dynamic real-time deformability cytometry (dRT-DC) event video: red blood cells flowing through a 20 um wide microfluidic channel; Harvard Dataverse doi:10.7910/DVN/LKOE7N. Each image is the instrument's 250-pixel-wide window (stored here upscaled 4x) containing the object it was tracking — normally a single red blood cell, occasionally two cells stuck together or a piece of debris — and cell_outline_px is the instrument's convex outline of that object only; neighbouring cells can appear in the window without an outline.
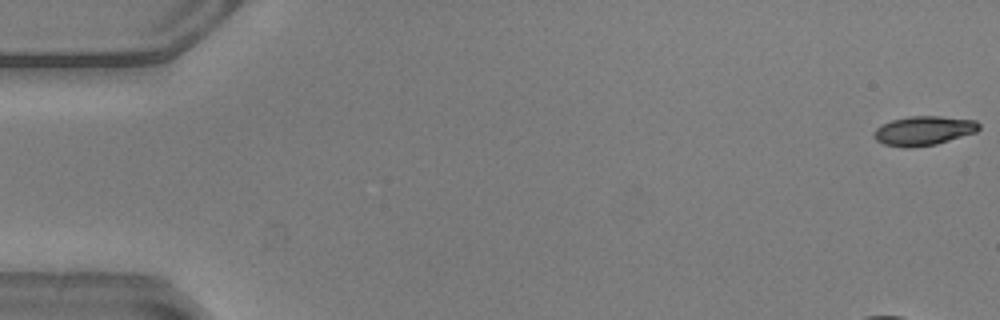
{"species": "common noctule bat (a hibernating species)", "species_latin": "Nyctalus noctula", "temperature_condition": "warm", "stored_images_in_passage": 54, "camera_frame_rate_fps": 3000, "um_per_image_px": 0.085, "animal": {"sex": "male", "body_mass_g": 20.5, "forearm_length_mm": 52.5}, "frame": {"image": 1, "passage_image": 1, "time_ms": 0.0, "image_size_px": [1000, 320], "cell_outline_px": [[980, 128], [976, 132], [936, 144], [908, 148], [904, 148], [884, 144], [876, 140], [872, 136], [872, 132], [880, 124], [892, 120], [908, 116], [940, 116], [976, 120], [980, 124]], "centroid_in_image_um": [78.47, 11.1], "position_along_channel_um": 6.5, "area_um2": 18.09}}
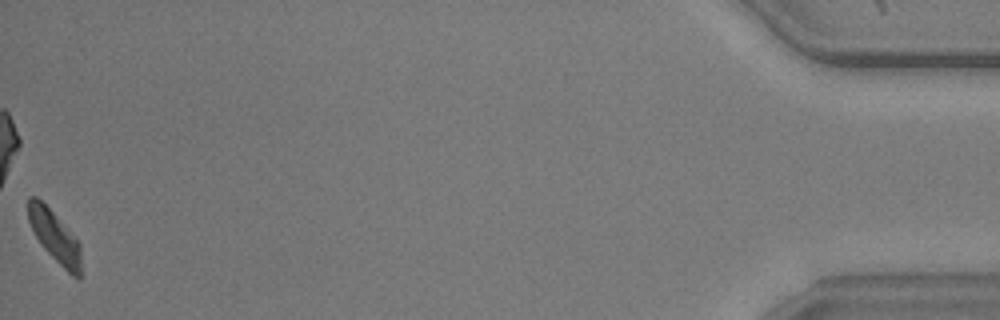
{"frame": {"image": 2, "passage_image": 54, "time_ms": 17.667, "image_size_px": [1000, 320], "cell_outline_px": [[80, 280], [72, 276], [40, 244], [28, 220], [28, 196], [36, 196], [52, 212], [80, 244]], "centroid_in_image_um": [4.63, 20.11], "position_along_channel_um": 430.6, "area_um2": 15.26}, "authors_computed_cell_mechanics": {"area_um2": 17.4556, "velocity_mm_per_s": 3.8265, "shape_relaxation_time_tau1_ms": null, "shape_relaxation_time_tau2_ms": 1.3715, "deformation_change_tau1": null, "deformation_change_tau2": 0.0787}}